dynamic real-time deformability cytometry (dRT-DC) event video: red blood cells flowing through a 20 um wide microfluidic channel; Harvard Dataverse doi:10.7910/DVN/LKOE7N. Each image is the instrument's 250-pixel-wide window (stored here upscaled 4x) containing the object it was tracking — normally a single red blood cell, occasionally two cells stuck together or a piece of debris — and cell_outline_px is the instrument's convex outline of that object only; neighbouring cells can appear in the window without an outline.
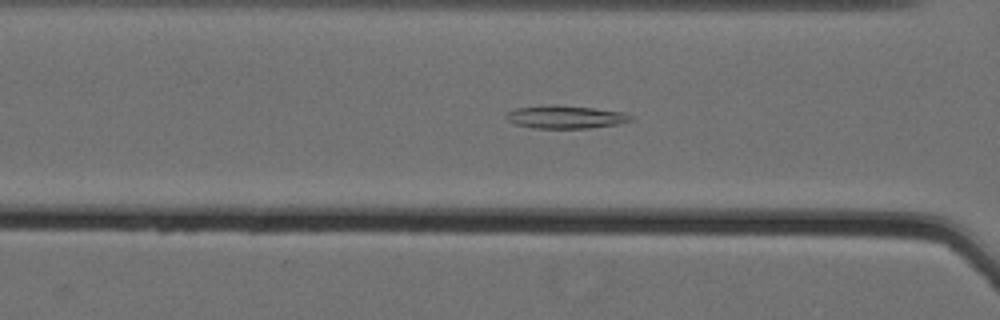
{"species": "Egyptian fruit bat (a non-hibernating species)", "species_latin": "Rousettus aegyptiacus", "temperature_condition": "cold", "stored_images_in_passage": 51, "camera_frame_rate_fps": 3000, "um_per_image_px": 0.085, "animal": {"sex": "female"}, "frame": {"image": 1, "passage_image": 19, "time_ms": 6.0, "image_size_px": [1000, 320], "cell_outline_px": [[632, 120], [616, 124], [588, 128], [532, 128], [516, 124], [508, 120], [504, 116], [508, 112], [516, 108], [548, 104], [556, 104], [628, 112], [632, 116]], "centroid_in_image_um": [48.06, 9.93], "position_along_channel_um": 118.5, "area_um2": 16.76}}
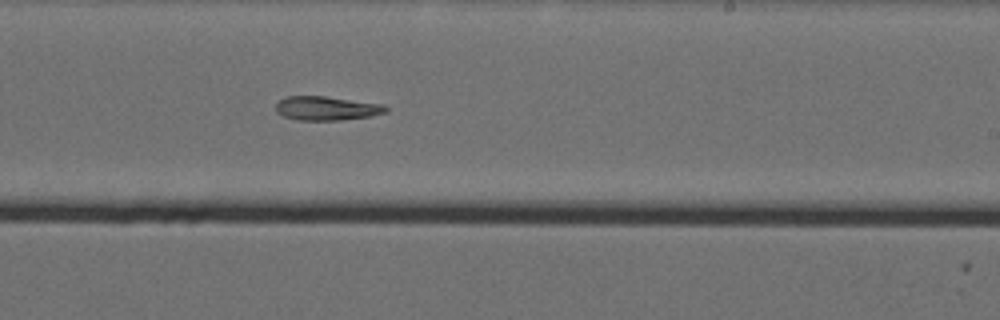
{"frame": {"image": 2, "passage_image": 31, "time_ms": 10.0, "image_size_px": [1000, 320], "cell_outline_px": [[388, 112], [372, 116], [340, 120], [300, 120], [284, 116], [276, 112], [276, 104], [280, 100], [288, 96], [324, 96], [384, 104], [388, 108]], "centroid_in_image_um": [27.8, 9.2], "position_along_channel_um": 261.2, "area_um2": 15.37}}
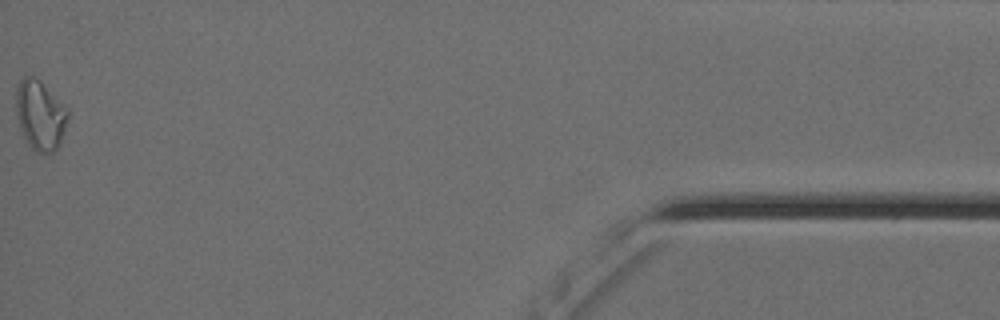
{"frame": {"image": 3, "passage_image": 51, "time_ms": 16.667, "image_size_px": [1000, 320], "cell_outline_px": [[68, 116], [60, 144], [56, 152], [36, 152], [28, 144], [20, 128], [16, 112], [16, 88], [20, 80], [24, 76], [32, 76], [40, 80], [68, 108]], "centroid_in_image_um": [3.42, 9.78], "position_along_channel_um": 431.8, "area_um2": 21.04}}